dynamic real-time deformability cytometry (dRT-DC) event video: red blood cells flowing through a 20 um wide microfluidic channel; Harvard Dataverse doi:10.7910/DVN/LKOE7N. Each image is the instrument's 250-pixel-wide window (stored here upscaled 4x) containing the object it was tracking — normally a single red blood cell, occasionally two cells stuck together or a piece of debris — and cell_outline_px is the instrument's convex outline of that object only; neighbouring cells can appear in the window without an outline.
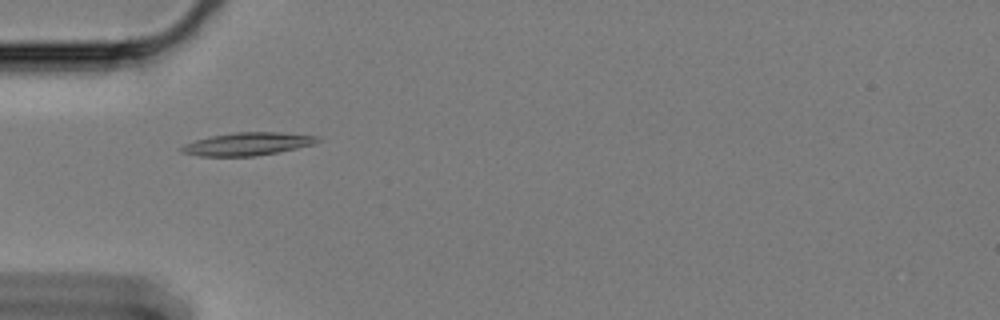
{"species": "Egyptian fruit bat (a non-hibernating species)", "species_latin": "Rousettus aegyptiacus", "temperature_condition": "cold", "stored_images_in_passage": 31, "camera_frame_rate_fps": 3000, "um_per_image_px": 0.085, "animal": {"sex": "female"}, "frame": {"image": 1, "passage_image": 8, "time_ms": 2.333, "image_size_px": [1000, 320], "cell_outline_px": [[320, 140], [316, 144], [276, 152], [252, 156], [200, 156], [180, 152], [180, 148], [184, 144], [196, 140], [212, 136], [236, 132], [280, 132], [320, 136]], "centroid_in_image_um": [21.06, 12.23], "position_along_channel_um": 63.9, "area_um2": 18.03}}
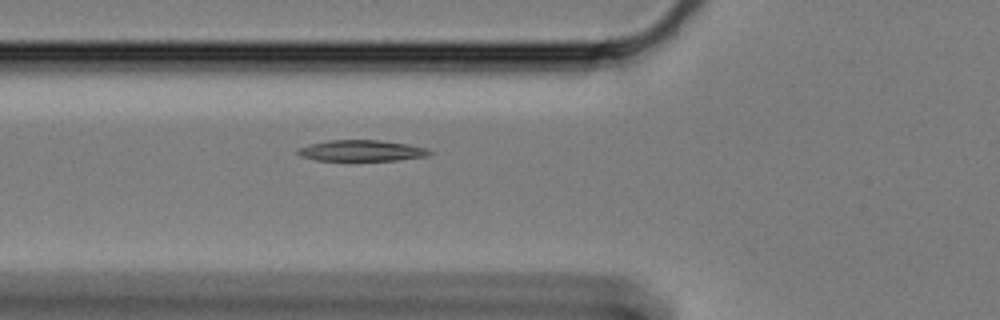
{"frame": {"image": 2, "passage_image": 11, "time_ms": 3.333, "image_size_px": [1000, 320], "cell_outline_px": [[432, 152], [428, 156], [396, 160], [316, 160], [300, 156], [296, 152], [296, 148], [308, 144], [328, 140], [380, 140], [408, 144], [428, 148]], "centroid_in_image_um": [30.7, 12.79], "position_along_channel_um": 95.1, "area_um2": 16.24}}